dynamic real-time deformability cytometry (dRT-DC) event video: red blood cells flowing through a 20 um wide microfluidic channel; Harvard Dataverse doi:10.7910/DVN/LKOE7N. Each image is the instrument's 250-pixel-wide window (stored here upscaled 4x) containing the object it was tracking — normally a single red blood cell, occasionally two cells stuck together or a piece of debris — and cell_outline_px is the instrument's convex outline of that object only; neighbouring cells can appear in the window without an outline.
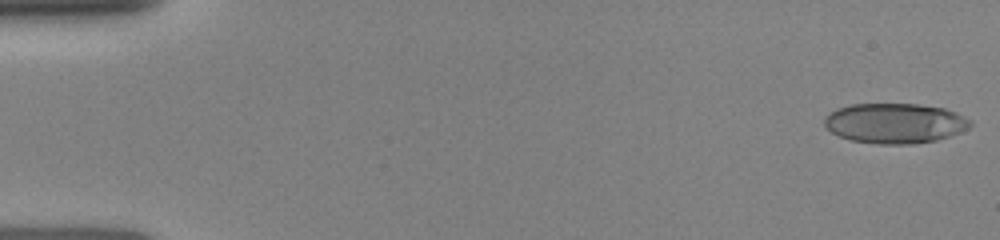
{"species": "human", "species_latin": "Homo sapiens", "temperature_condition": "room temperature", "stored_images_in_passage": 17, "camera_frame_rate_fps": 3000, "um_per_image_px": 0.085, "donor": {"sex": "female"}, "frame": {"image": 1, "passage_image": 1, "time_ms": 0.0, "image_size_px": [1000, 240], "cell_outline_px": [[972, 124], [968, 128], [960, 132], [936, 140], [912, 144], [880, 144], [852, 140], [840, 136], [832, 132], [824, 124], [824, 116], [836, 108], [852, 104], [916, 104], [944, 108], [956, 112], [972, 120]], "centroid_in_image_um": [76.07, 10.47], "position_along_channel_um": 8.9, "area_um2": 34.04}}
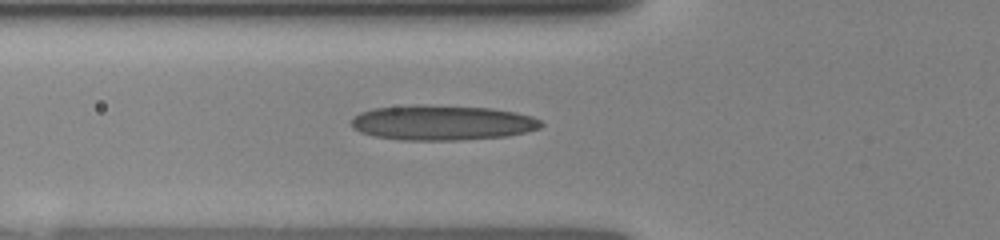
{"frame": {"image": 2, "passage_image": 10, "time_ms": 5.333, "image_size_px": [1000, 240], "cell_outline_px": [[544, 124], [540, 128], [508, 136], [456, 140], [400, 140], [376, 136], [360, 132], [352, 128], [352, 116], [360, 112], [372, 108], [412, 104], [424, 104], [492, 108], [516, 112], [532, 116], [540, 120]], "centroid_in_image_um": [37.56, 10.41], "position_along_channel_um": 88.2, "area_um2": 39.13}}
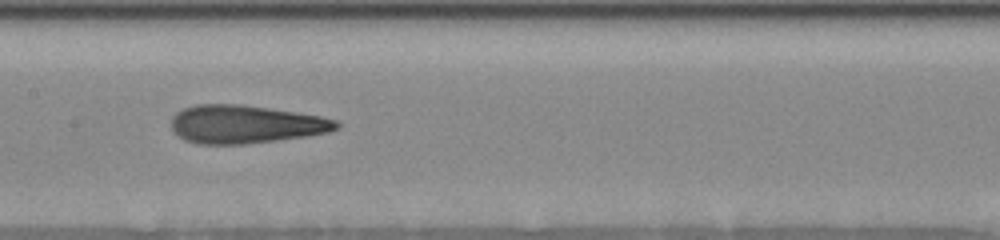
{"frame": {"image": 3, "passage_image": 15, "time_ms": 7.667, "image_size_px": [1000, 240], "cell_outline_px": [[340, 128], [328, 132], [304, 136], [276, 140], [244, 144], [200, 144], [184, 140], [172, 132], [172, 116], [176, 112], [184, 108], [196, 104], [240, 104], [296, 112], [320, 116], [336, 120], [340, 124]], "centroid_in_image_um": [20.83, 10.56], "position_along_channel_um": 186.6, "area_um2": 36.7}}